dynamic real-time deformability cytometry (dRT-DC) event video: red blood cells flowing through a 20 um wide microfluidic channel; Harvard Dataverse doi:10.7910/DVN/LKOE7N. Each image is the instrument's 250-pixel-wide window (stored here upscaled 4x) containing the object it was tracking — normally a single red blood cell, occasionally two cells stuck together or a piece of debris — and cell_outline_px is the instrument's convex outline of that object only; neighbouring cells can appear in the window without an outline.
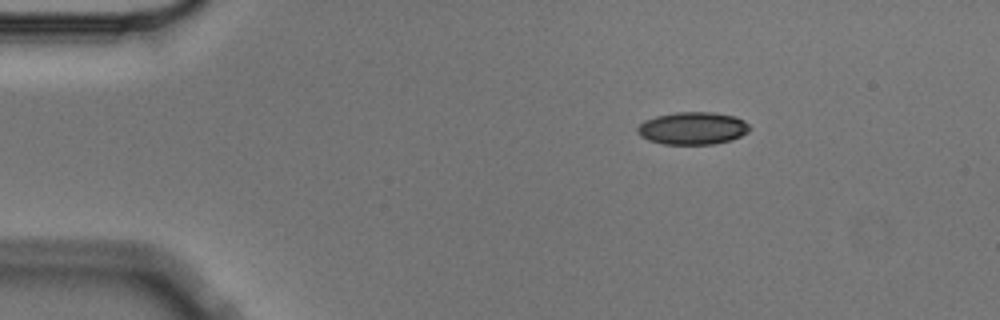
{"species": "Egyptian fruit bat (a non-hibernating species)", "species_latin": "Rousettus aegyptiacus", "temperature_condition": "cold", "stored_images_in_passage": 3, "camera_frame_rate_fps": 3000, "um_per_image_px": 0.085, "animal": {"sex": "male"}, "frame": {"image": 1, "passage_image": 1, "time_ms": 0.0, "image_size_px": [1000, 320], "cell_outline_px": [[748, 132], [732, 140], [712, 144], [664, 144], [648, 140], [640, 136], [636, 132], [636, 128], [644, 120], [656, 116], [676, 112], [712, 112], [736, 116], [744, 120], [748, 124]], "centroid_in_image_um": [58.85, 10.9], "position_along_channel_um": 26.1, "area_um2": 21.33}}